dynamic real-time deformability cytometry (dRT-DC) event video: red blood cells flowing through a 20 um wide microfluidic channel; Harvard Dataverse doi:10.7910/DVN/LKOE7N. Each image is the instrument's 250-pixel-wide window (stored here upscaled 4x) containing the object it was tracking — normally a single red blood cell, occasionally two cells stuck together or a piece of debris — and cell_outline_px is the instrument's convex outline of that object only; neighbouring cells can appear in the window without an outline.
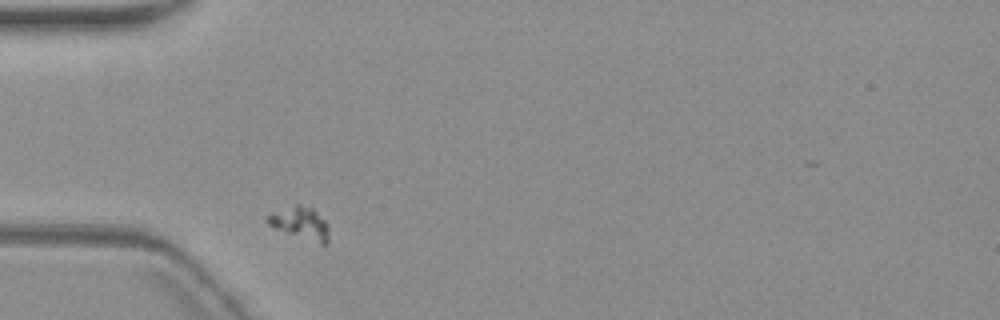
{"species": "common noctule bat (a hibernating species)", "species_latin": "Nyctalus noctula", "temperature_condition": "warm", "stored_images_in_passage": 1, "camera_frame_rate_fps": 3000, "um_per_image_px": 0.085, "animal": {"sex": "female", "body_mass_g": 19.3, "forearm_length_mm": 54.1}, "frame": {"image": 1, "passage_image": 1, "time_ms": 0.0, "image_size_px": [1000, 320], "cell_outline_px": [[328, 244], [320, 244], [276, 228], [268, 224], [268, 216], [272, 212], [296, 204], [300, 204], [312, 208], [328, 224]], "centroid_in_image_um": [25.57, 18.96], "position_along_channel_um": 59.4, "area_um2": 11.21}}